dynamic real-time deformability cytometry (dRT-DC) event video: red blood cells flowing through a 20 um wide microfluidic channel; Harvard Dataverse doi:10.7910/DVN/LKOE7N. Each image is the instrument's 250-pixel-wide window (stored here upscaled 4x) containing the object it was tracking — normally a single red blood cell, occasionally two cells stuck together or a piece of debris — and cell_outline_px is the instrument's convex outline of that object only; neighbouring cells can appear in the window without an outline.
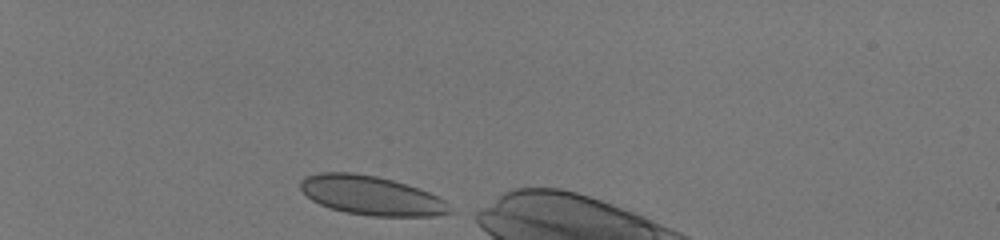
{"species": "human", "species_latin": "Homo sapiens", "temperature_condition": "room temperature", "stored_images_in_passage": 34, "camera_frame_rate_fps": 3000, "um_per_image_px": 0.085, "donor": {"sex": "male"}, "frame": {"image": 1, "passage_image": 1, "time_ms": 0.0, "image_size_px": [1000, 240], "cell_outline_px": [[456, 212], [432, 216], [372, 216], [344, 212], [320, 204], [312, 200], [300, 188], [300, 180], [304, 176], [320, 172], [352, 172], [376, 176], [392, 180], [428, 192], [444, 200]], "centroid_in_image_um": [31.55, 16.62], "position_along_channel_um": 53.5, "area_um2": 33.93}}
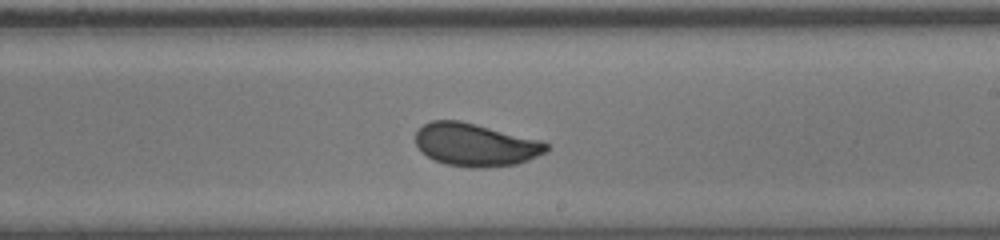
{"frame": {"image": 2, "passage_image": 20, "time_ms": 6.333, "image_size_px": [1000, 240], "cell_outline_px": [[548, 152], [528, 160], [516, 164], [484, 168], [472, 168], [448, 164], [432, 160], [416, 144], [416, 132], [424, 124], [432, 120], [460, 120], [544, 140], [548, 144]], "centroid_in_image_um": [40.47, 12.3], "position_along_channel_um": 248.5, "area_um2": 32.89}}
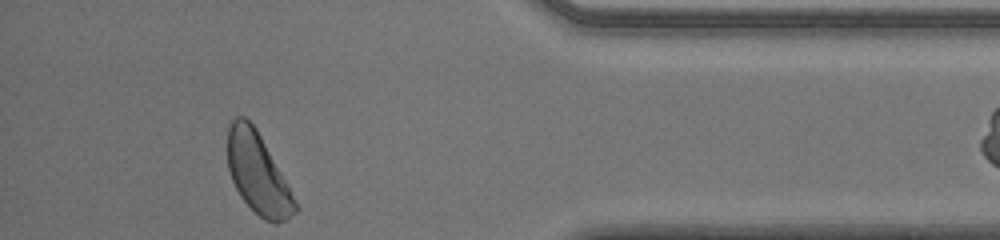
{"frame": {"image": 3, "passage_image": 34, "time_ms": 11.0, "image_size_px": [1000, 240], "cell_outline_px": [[300, 208], [296, 212], [284, 220], [276, 224], [264, 220], [240, 196], [232, 180], [228, 168], [228, 128], [232, 120], [236, 116], [244, 116], [256, 128]], "centroid_in_image_um": [21.91, 14.75], "position_along_channel_um": 413.3, "area_um2": 31.15}, "authors_computed_cell_mechanics": {"area_um2": 32.7437, "velocity_mm_per_s": 3.9867, "shape_relaxation_time_tau1_ms": 2.6603, "shape_relaxation_time_tau2_ms": null, "deformation_change_tau1": 0.1051, "deformation_change_tau2": null}}